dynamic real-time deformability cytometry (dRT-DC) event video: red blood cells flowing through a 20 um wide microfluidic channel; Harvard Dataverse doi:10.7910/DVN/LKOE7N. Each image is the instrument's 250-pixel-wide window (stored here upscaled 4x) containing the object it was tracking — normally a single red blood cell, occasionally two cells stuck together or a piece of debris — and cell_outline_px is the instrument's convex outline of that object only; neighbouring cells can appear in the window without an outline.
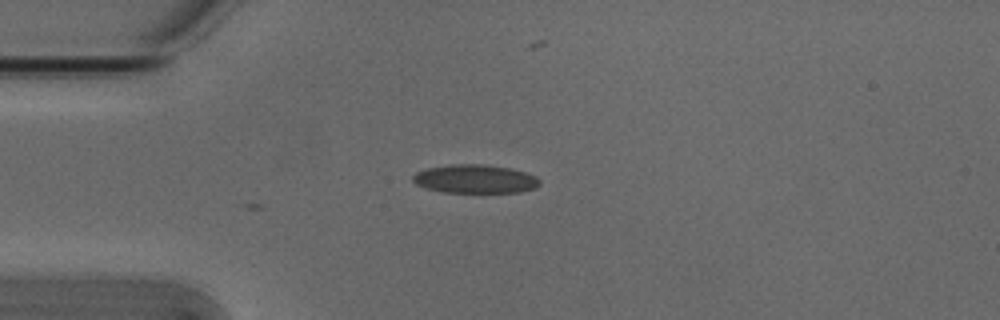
{"species": "Egyptian fruit bat (a non-hibernating species)", "species_latin": "Rousettus aegyptiacus", "temperature_condition": "cold", "stored_images_in_passage": 5, "camera_frame_rate_fps": 3000, "um_per_image_px": 0.085, "animal": {"sex": "male"}, "frame": {"image": 1, "passage_image": 4, "time_ms": 1.0, "image_size_px": [1000, 320], "cell_outline_px": [[540, 184], [536, 188], [520, 192], [440, 192], [424, 188], [416, 184], [412, 180], [412, 176], [416, 172], [428, 168], [452, 164], [484, 164], [512, 168], [536, 176], [540, 180]], "centroid_in_image_um": [40.38, 15.21], "position_along_channel_um": 44.6, "area_um2": 21.27}}
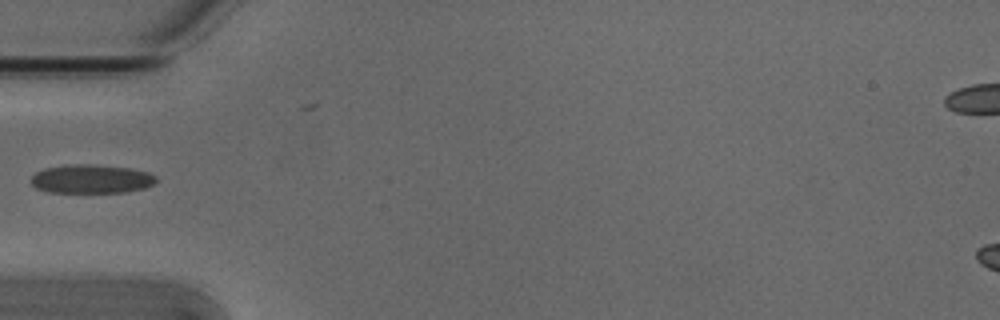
{"frame": {"image": 2, "passage_image": 5, "time_ms": 1.333, "image_size_px": [1000, 320], "cell_outline_px": [[156, 180], [152, 184], [144, 188], [124, 192], [48, 192], [36, 188], [32, 184], [32, 176], [36, 172], [44, 168], [64, 164], [92, 164], [128, 168], [148, 172], [156, 176]], "centroid_in_image_um": [7.73, 15.2], "position_along_channel_um": 77.3, "area_um2": 20.92}}